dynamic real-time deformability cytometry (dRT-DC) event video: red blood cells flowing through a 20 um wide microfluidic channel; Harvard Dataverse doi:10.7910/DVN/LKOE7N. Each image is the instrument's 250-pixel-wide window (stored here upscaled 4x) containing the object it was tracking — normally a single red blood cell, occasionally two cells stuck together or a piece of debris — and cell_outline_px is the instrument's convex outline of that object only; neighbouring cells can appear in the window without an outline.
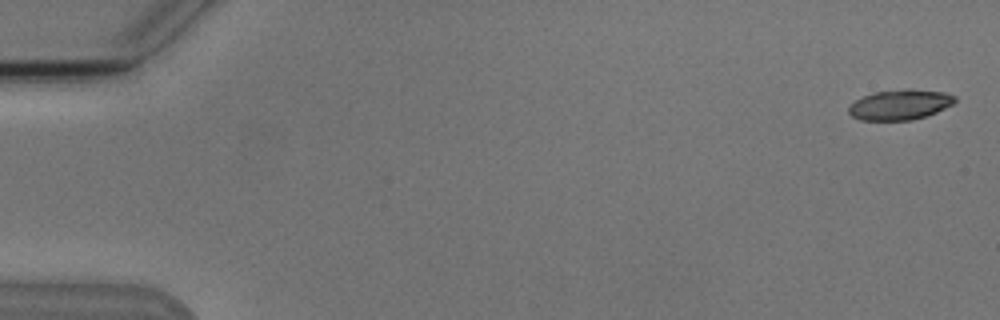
{"species": "Egyptian fruit bat (a non-hibernating species)", "species_latin": "Rousettus aegyptiacus", "temperature_condition": "cold", "stored_images_in_passage": 6, "camera_frame_rate_fps": 3000, "um_per_image_px": 0.085, "animal": {"sex": "male"}, "frame": {"image": 1, "passage_image": 1, "time_ms": 0.0, "image_size_px": [1000, 320], "cell_outline_px": [[956, 100], [952, 104], [936, 112], [912, 120], [860, 120], [852, 116], [848, 112], [848, 108], [856, 100], [864, 96], [876, 92], [904, 88], [912, 88], [944, 92], [956, 96]], "centroid_in_image_um": [76.51, 8.88], "position_along_channel_um": 8.5, "area_um2": 18.67}}